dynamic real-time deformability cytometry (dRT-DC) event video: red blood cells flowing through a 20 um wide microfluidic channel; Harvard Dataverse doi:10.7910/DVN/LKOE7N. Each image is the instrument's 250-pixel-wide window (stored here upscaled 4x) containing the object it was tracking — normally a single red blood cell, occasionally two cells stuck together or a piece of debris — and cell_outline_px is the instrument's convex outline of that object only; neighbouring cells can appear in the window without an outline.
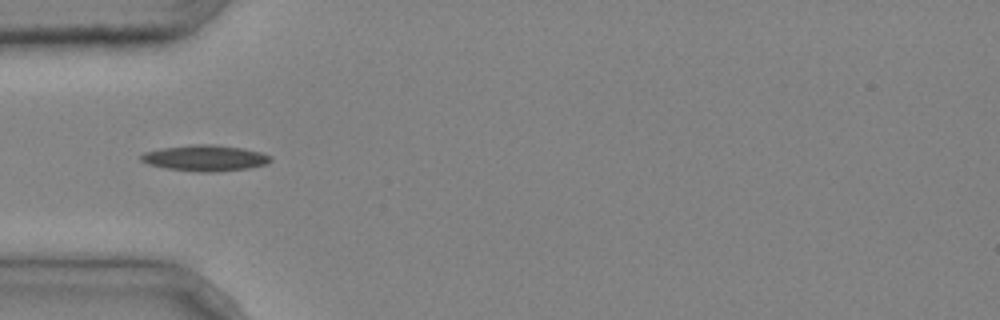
{"species": "common noctule bat (a hibernating species)", "species_latin": "Nyctalus noctula", "temperature_condition": "cold", "stored_images_in_passage": 3, "camera_frame_rate_fps": 3000, "um_per_image_px": 0.085, "animal": {"sex": "male", "body_mass_g": 20.4}, "frame": {"image": 1, "passage_image": 3, "time_ms": 0.667, "image_size_px": [1000, 320], "cell_outline_px": [[272, 160], [268, 164], [248, 168], [212, 172], [200, 172], [164, 168], [148, 164], [140, 160], [140, 156], [144, 152], [160, 148], [192, 144], [216, 144], [244, 148], [260, 152], [272, 156]], "centroid_in_image_um": [17.44, 13.42], "position_along_channel_um": 67.6, "area_um2": 19.83}}